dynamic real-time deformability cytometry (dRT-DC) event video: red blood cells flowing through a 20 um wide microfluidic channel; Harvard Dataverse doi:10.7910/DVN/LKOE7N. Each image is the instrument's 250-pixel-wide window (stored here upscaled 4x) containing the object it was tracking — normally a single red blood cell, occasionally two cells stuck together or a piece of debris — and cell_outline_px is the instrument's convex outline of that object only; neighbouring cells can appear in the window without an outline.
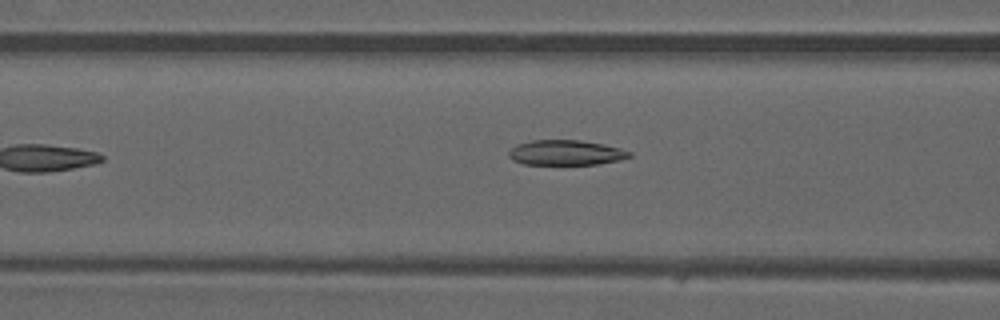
{"species": "common noctule bat (a hibernating species)", "species_latin": "Nyctalus noctula", "temperature_condition": "warm", "stored_images_in_passage": 3, "camera_frame_rate_fps": 3000, "um_per_image_px": 0.085, "animal": {"sex": "male", "forearm_length_mm": 52.5}, "frame": {"image": 1, "passage_image": 3, "time_ms": 0.667, "image_size_px": [1000, 320], "cell_outline_px": [[632, 156], [616, 160], [596, 164], [524, 164], [512, 160], [508, 156], [508, 152], [516, 144], [532, 140], [580, 140], [604, 144], [620, 148], [632, 152]], "centroid_in_image_um": [48.07, 12.96], "position_along_channel_um": 118.5, "area_um2": 17.57}}